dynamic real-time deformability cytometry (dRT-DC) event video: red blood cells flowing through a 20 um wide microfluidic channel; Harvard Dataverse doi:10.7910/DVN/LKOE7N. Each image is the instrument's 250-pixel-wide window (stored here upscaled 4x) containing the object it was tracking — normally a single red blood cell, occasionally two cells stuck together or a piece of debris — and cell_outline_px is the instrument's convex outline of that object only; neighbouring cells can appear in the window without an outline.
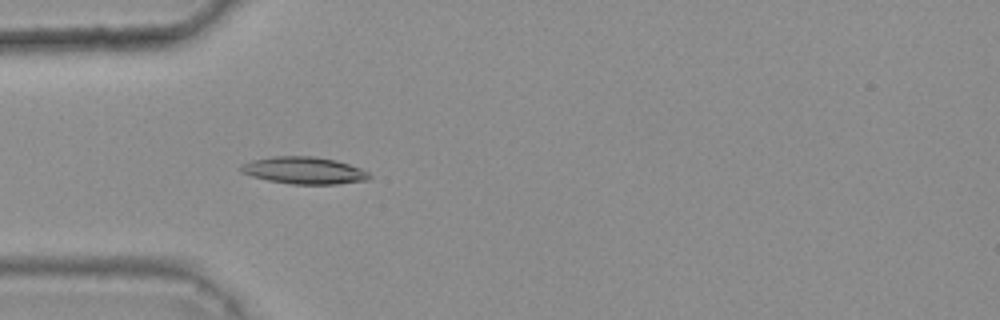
{"species": "common noctule bat (a hibernating species)", "species_latin": "Nyctalus noctula", "temperature_condition": "warm", "stored_images_in_passage": 34, "camera_frame_rate_fps": 3000, "um_per_image_px": 0.085, "animal": {"sex": "female", "body_mass_g": 25.1}, "frame": {"image": 1, "passage_image": 3, "time_ms": 0.667, "image_size_px": [1000, 320], "cell_outline_px": [[372, 176], [368, 180], [336, 184], [292, 184], [268, 180], [252, 176], [240, 172], [240, 164], [252, 160], [272, 156], [316, 156], [336, 160], [360, 168], [368, 172]], "centroid_in_image_um": [25.83, 14.48], "position_along_channel_um": 59.2, "area_um2": 20.35}}
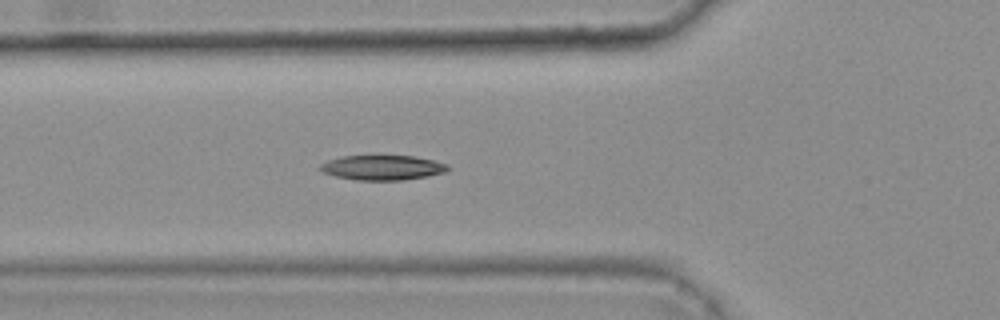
{"frame": {"image": 2, "passage_image": 6, "time_ms": 1.667, "image_size_px": [1000, 320], "cell_outline_px": [[448, 168], [444, 172], [428, 176], [404, 180], [356, 180], [336, 176], [324, 172], [316, 168], [320, 164], [328, 160], [340, 156], [412, 156], [432, 160], [448, 164]], "centroid_in_image_um": [32.47, 14.25], "position_along_channel_um": 93.3, "area_um2": 18.38}}
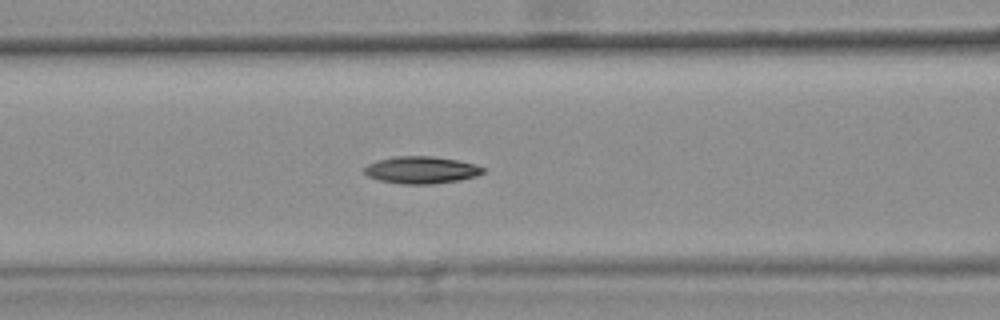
{"frame": {"image": 3, "passage_image": 9, "time_ms": 2.667, "image_size_px": [1000, 320], "cell_outline_px": [[484, 172], [476, 176], [460, 180], [432, 184], [400, 184], [380, 180], [368, 176], [364, 172], [364, 168], [368, 164], [376, 160], [396, 156], [432, 156], [456, 160], [476, 164], [484, 168]], "centroid_in_image_um": [35.81, 14.45], "position_along_channel_um": 130.8, "area_um2": 18.79}, "authors_computed_cell_mechanics": {"area_um2": 18.207, "velocity_mm_per_s": 3.7022, "shape_relaxation_time_tau1_ms": null, "shape_relaxation_time_tau2_ms": 7.2813, "deformation_change_tau1": null, "deformation_change_tau2": 0.1282}}